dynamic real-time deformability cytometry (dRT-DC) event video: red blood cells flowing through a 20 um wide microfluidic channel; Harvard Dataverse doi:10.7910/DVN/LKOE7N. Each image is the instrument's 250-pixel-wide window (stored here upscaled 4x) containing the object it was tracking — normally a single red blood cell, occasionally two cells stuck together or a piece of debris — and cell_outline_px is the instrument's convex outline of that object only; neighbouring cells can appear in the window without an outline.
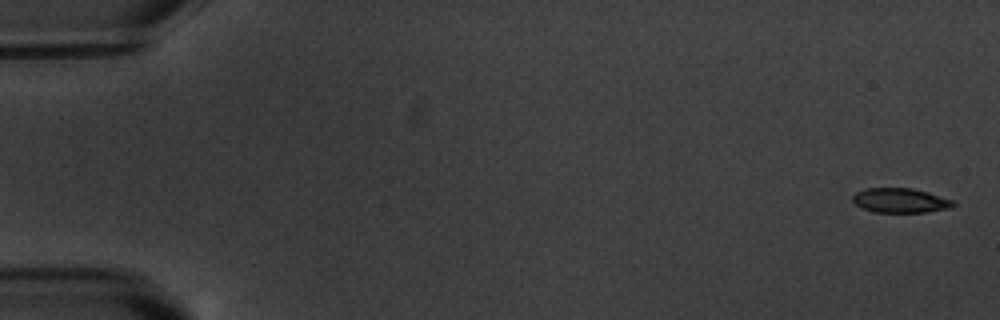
{"species": "common noctule bat (a hibernating species)", "species_latin": "Nyctalus noctula", "temperature_condition": "warm", "stored_images_in_passage": 7, "camera_frame_rate_fps": 3000, "um_per_image_px": 0.085, "animal": {"sex": "male", "body_mass_g": 20.1, "forearm_length_mm": 53.5}, "frame": {"image": 1, "passage_image": 1, "time_ms": 0.0, "image_size_px": [1000, 320], "cell_outline_px": [[956, 204], [948, 208], [928, 212], [872, 212], [856, 204], [852, 200], [852, 196], [856, 192], [864, 188], [912, 188], [928, 192], [956, 200]], "centroid_in_image_um": [76.55, 17.03], "position_along_channel_um": 8.4, "area_um2": 14.51}}
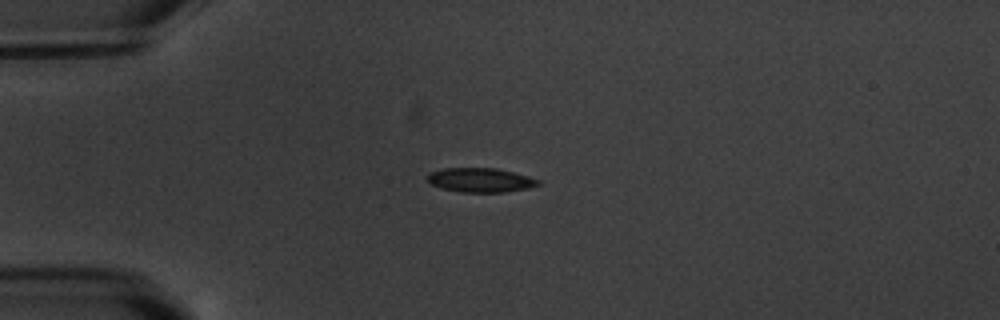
{"frame": {"image": 2, "passage_image": 5, "time_ms": 4.667, "image_size_px": [1000, 320], "cell_outline_px": [[544, 184], [528, 188], [504, 192], [460, 192], [440, 188], [432, 184], [424, 176], [428, 172], [444, 168], [496, 168], [528, 176], [540, 180]], "centroid_in_image_um": [40.83, 15.3], "position_along_channel_um": 44.2, "area_um2": 15.84}}